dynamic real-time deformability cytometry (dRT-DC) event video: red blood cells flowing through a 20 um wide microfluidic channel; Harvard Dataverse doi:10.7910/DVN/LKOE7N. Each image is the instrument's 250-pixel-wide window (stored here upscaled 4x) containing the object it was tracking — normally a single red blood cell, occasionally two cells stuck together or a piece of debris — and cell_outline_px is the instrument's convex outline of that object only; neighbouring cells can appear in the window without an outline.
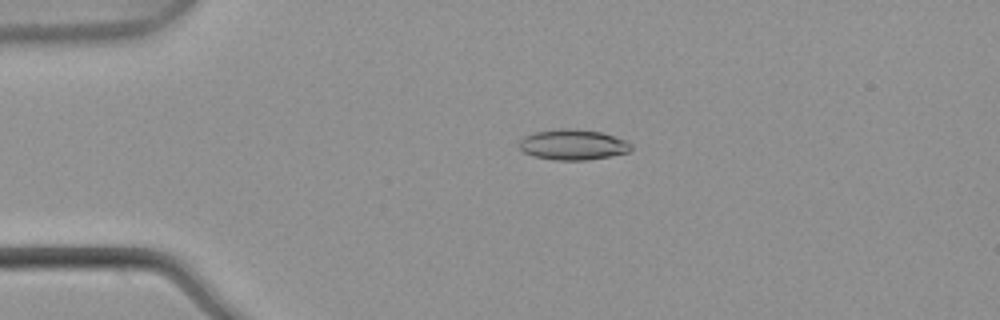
{"species": "common noctule bat (a hibernating species)", "species_latin": "Nyctalus noctula", "temperature_condition": "warm", "stored_images_in_passage": 5, "camera_frame_rate_fps": 3000, "um_per_image_px": 0.085, "animal": {"sex": "male", "body_mass_g": 21.5, "forearm_length_mm": 52.0}, "frame": {"image": 1, "passage_image": 4, "time_ms": 1.0, "image_size_px": [1000, 320], "cell_outline_px": [[632, 148], [628, 152], [588, 160], [556, 160], [536, 156], [524, 152], [520, 148], [520, 140], [524, 136], [536, 132], [564, 128], [572, 128], [600, 132], [624, 140], [632, 144]], "centroid_in_image_um": [48.7, 12.29], "position_along_channel_um": 36.3, "area_um2": 19.54}}